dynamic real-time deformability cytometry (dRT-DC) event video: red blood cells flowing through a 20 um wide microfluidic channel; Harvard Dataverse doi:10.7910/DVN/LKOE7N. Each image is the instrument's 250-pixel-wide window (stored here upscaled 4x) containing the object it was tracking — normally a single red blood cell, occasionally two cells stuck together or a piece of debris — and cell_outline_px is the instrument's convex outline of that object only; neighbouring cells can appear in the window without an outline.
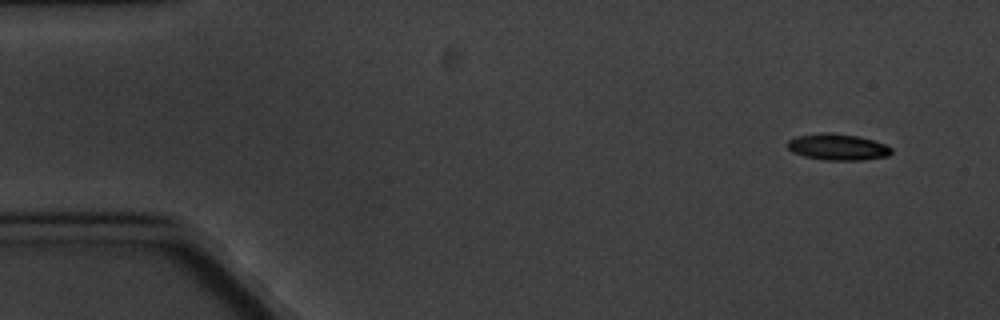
{"species": "common noctule bat (a hibernating species)", "species_latin": "Nyctalus noctula", "temperature_condition": "cold", "stored_images_in_passage": 7, "camera_frame_rate_fps": 3000, "um_per_image_px": 0.085, "animal": {"sex": "male", "body_mass_g": 20.1, "forearm_length_mm": 53.5}, "frame": {"image": 1, "passage_image": 1, "time_ms": 0.0, "image_size_px": [1000, 320], "cell_outline_px": [[892, 152], [888, 156], [864, 160], [824, 160], [804, 156], [792, 152], [788, 148], [788, 140], [796, 136], [856, 136], [872, 140], [884, 144], [892, 148]], "centroid_in_image_um": [71.25, 12.57], "position_along_channel_um": 13.7, "area_um2": 14.97}}
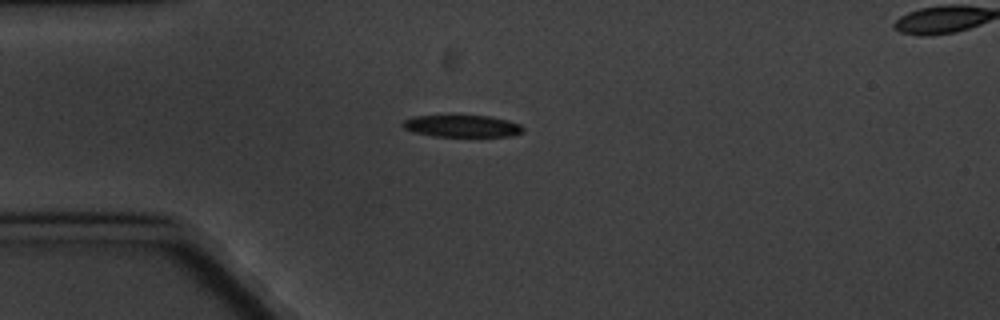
{"frame": {"image": 2, "passage_image": 4, "time_ms": 3.667, "image_size_px": [1000, 320], "cell_outline_px": [[524, 132], [508, 136], [436, 136], [412, 132], [404, 128], [400, 124], [404, 120], [412, 116], [488, 116], [508, 120], [520, 124], [524, 128]], "centroid_in_image_um": [39.26, 10.71], "position_along_channel_um": 45.7, "area_um2": 15.32}}